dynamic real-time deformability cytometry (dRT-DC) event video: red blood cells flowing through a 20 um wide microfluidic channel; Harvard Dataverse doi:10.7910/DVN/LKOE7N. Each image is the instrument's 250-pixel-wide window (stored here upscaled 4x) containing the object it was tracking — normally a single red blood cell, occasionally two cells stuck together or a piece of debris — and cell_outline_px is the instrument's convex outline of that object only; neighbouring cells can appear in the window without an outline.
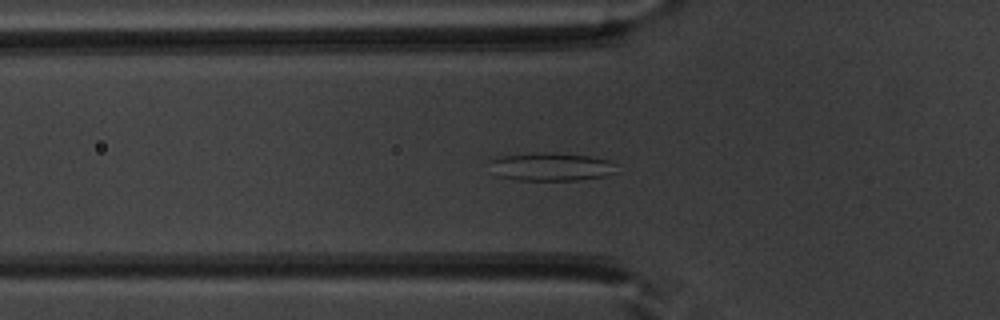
{"species": "common noctule bat (a hibernating species)", "species_latin": "Nyctalus noctula", "temperature_condition": "warm", "stored_images_in_passage": 36, "segment_of_instrument_passage": [1, 2], "camera_frame_rate_fps": 3000, "um_per_image_px": 0.085, "animal": {"sex": "male", "body_mass_g": 20.1, "forearm_length_mm": 53.5}, "frame": {"image": 1, "passage_image": 2, "time_ms": 0.333, "image_size_px": [1000, 320], "cell_outline_px": [[616, 172], [604, 176], [580, 180], [516, 180], [496, 176], [492, 160], [496, 156], [532, 152], [556, 152], [592, 156], [608, 160], [616, 164]], "centroid_in_image_um": [46.87, 14.16], "position_along_channel_um": 78.9, "area_um2": 21.1}}
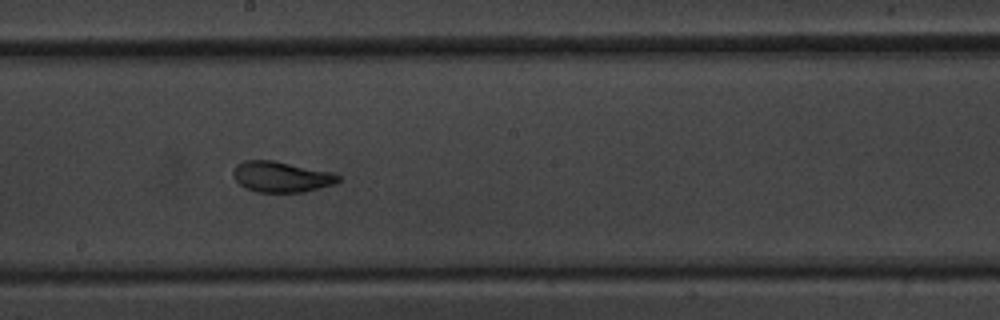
{"frame": {"image": 2, "passage_image": 13, "time_ms": 4.0, "image_size_px": [1000, 320], "cell_outline_px": [[340, 180], [336, 184], [304, 192], [256, 192], [244, 188], [232, 176], [232, 172], [236, 164], [244, 160], [272, 160], [332, 172], [340, 176]], "centroid_in_image_um": [23.89, 15.03], "position_along_channel_um": 224.3, "area_um2": 18.96}}
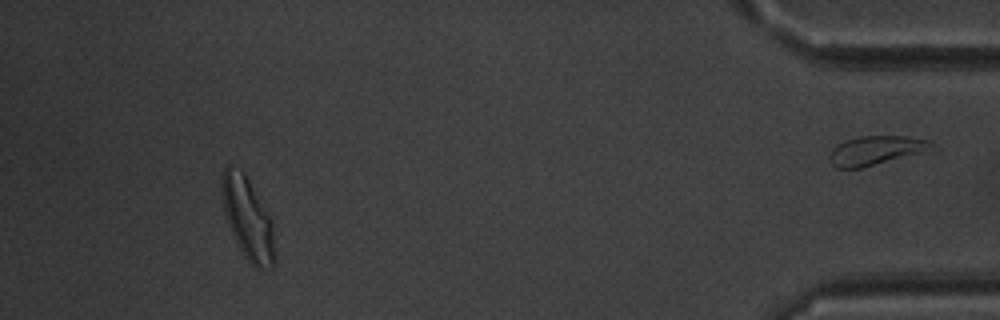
{"frame": {"image": 3, "passage_image": 32, "time_ms": 10.333, "image_size_px": [1000, 320], "cell_outline_px": [[276, 260], [272, 268], [256, 268], [244, 256], [224, 216], [220, 188], [220, 180], [224, 168], [228, 164], [240, 168], [244, 172], [272, 220], [276, 256]], "centroid_in_image_um": [21.05, 18.54], "position_along_channel_um": 414.2, "area_um2": 25.61}}